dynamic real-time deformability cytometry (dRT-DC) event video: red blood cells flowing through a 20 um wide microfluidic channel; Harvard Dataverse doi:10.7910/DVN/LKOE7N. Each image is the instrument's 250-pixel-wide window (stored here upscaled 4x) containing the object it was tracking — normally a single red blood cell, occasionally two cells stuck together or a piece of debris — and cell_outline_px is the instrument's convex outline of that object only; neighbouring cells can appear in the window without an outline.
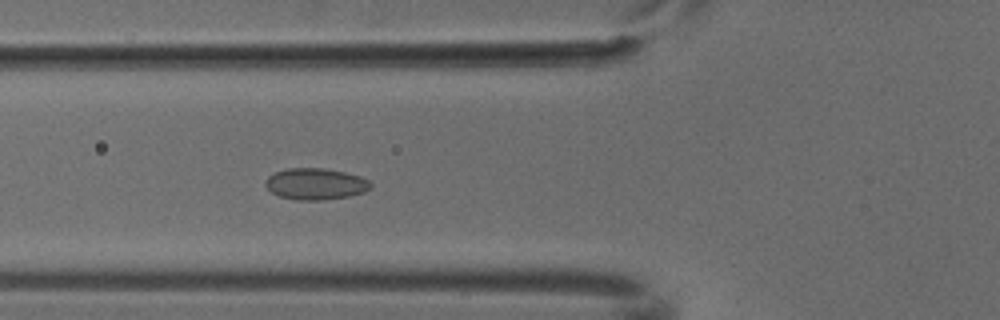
{"species": "common noctule bat (a hibernating species)", "species_latin": "Nyctalus noctula", "temperature_condition": "cold", "stored_images_in_passage": 6, "camera_frame_rate_fps": 3000, "um_per_image_px": 0.085, "animal": {"sex": "male", "body_mass_g": 18.8}, "frame": {"image": 1, "passage_image": 6, "time_ms": 1.667, "image_size_px": [1000, 320], "cell_outline_px": [[372, 188], [364, 192], [348, 196], [320, 200], [296, 200], [280, 196], [272, 192], [264, 184], [268, 176], [276, 172], [288, 168], [324, 168], [344, 172], [360, 176], [368, 180], [372, 184]], "centroid_in_image_um": [26.84, 15.63], "position_along_channel_um": 99.0, "area_um2": 19.19}}